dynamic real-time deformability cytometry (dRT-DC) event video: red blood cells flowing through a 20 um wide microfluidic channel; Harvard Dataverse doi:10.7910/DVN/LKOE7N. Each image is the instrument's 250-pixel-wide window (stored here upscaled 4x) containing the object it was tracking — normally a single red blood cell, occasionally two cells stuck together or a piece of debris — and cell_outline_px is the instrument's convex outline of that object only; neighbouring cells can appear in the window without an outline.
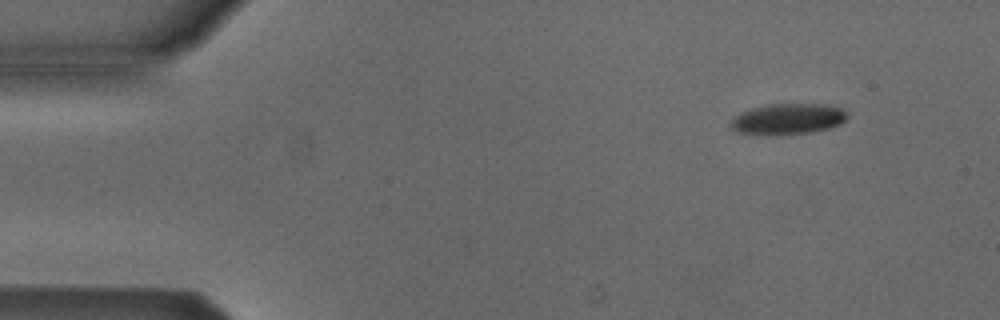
{"species": "Egyptian fruit bat (a non-hibernating species)", "species_latin": "Rousettus aegyptiacus", "temperature_condition": "cold", "stored_images_in_passage": 8, "camera_frame_rate_fps": 3000, "um_per_image_px": 0.085, "animal": {"sex": "male"}, "frame": {"image": 1, "passage_image": 2, "time_ms": 1.333, "image_size_px": [1000, 320], "cell_outline_px": [[848, 116], [840, 124], [828, 128], [812, 132], [736, 132], [732, 128], [732, 120], [736, 116], [752, 108], [768, 104], [828, 104], [844, 108], [848, 112]], "centroid_in_image_um": [67.1, 10.05], "position_along_channel_um": 17.9, "area_um2": 20.0}}
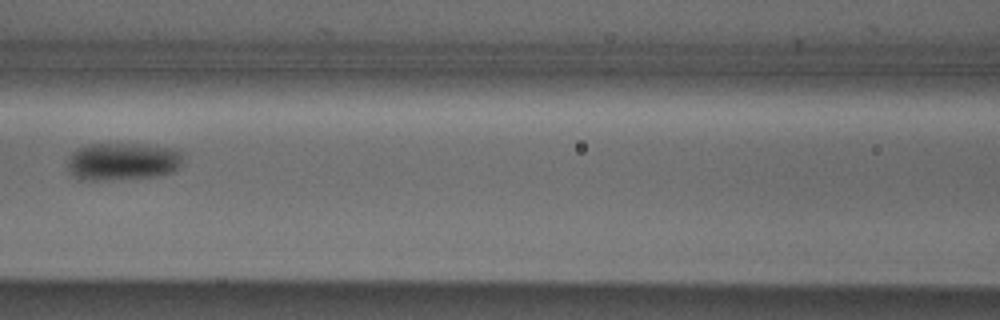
{"frame": {"image": 2, "passage_image": 7, "time_ms": 7.333, "image_size_px": [1000, 320], "cell_outline_px": [[184, 164], [180, 168], [172, 172], [156, 176], [112, 180], [76, 180], [68, 172], [68, 160], [72, 152], [88, 144], [148, 144], [180, 148]], "centroid_in_image_um": [10.47, 13.73], "position_along_channel_um": 156.1, "area_um2": 26.01}}
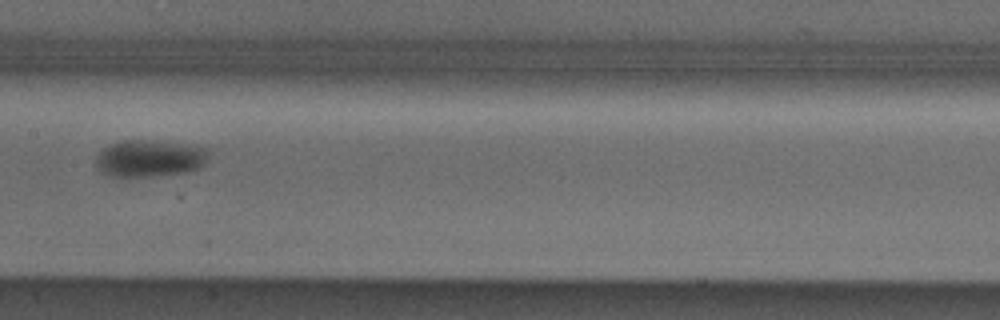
{"frame": {"image": 3, "passage_image": 8, "time_ms": 8.333, "image_size_px": [1000, 320], "cell_outline_px": [[208, 156], [204, 164], [196, 168], [184, 172], [152, 176], [108, 176], [100, 172], [96, 168], [96, 156], [104, 148], [120, 140], [140, 140], [184, 144], [204, 148], [208, 152]], "centroid_in_image_um": [12.65, 13.47], "position_along_channel_um": 194.7, "area_um2": 23.87}}